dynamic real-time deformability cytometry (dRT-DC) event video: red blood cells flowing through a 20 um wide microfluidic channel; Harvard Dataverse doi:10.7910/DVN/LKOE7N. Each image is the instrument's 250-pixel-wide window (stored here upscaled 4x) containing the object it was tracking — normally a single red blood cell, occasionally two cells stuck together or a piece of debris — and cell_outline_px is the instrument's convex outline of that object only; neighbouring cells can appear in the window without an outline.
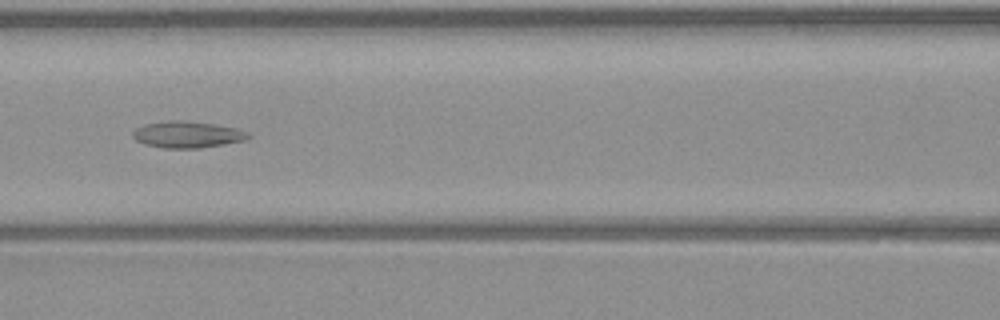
{"species": "common noctule bat (a hibernating species)", "species_latin": "Nyctalus noctula", "temperature_condition": "warm", "stored_images_in_passage": 36, "camera_frame_rate_fps": 3000, "um_per_image_px": 0.085, "animal": {"sex": "male", "body_mass_g": 23.1, "forearm_length_mm": 52.7}, "frame": {"image": 1, "passage_image": 12, "time_ms": 3.667, "image_size_px": [1000, 320], "cell_outline_px": [[252, 136], [248, 140], [200, 148], [164, 148], [144, 144], [136, 140], [132, 136], [132, 132], [136, 128], [144, 124], [168, 120], [188, 120], [216, 124], [236, 128], [248, 132]], "centroid_in_image_um": [15.94, 11.43], "position_along_channel_um": 150.7, "area_um2": 18.15}}
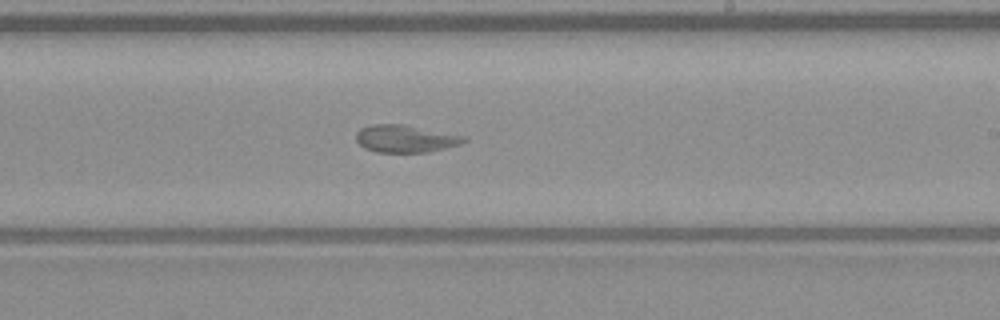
{"frame": {"image": 2, "passage_image": 20, "time_ms": 6.333, "image_size_px": [1000, 320], "cell_outline_px": [[468, 140], [460, 144], [428, 152], [376, 152], [364, 148], [356, 140], [356, 132], [360, 128], [372, 124], [404, 124], [468, 136]], "centroid_in_image_um": [34.48, 11.78], "position_along_channel_um": 254.5, "area_um2": 17.4}}
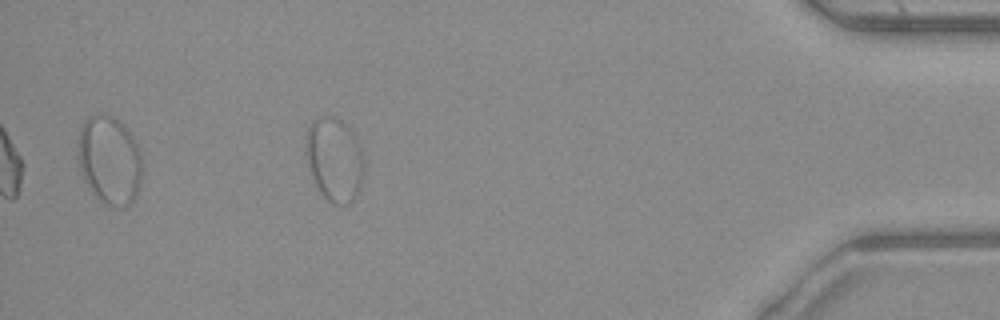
{"frame": {"image": 3, "passage_image": 36, "time_ms": 11.667, "image_size_px": [1000, 320], "cell_outline_px": [[364, 176], [360, 188], [352, 204], [332, 204], [320, 192], [316, 184], [308, 164], [308, 128], [312, 120], [320, 116], [332, 116], [340, 120], [352, 132], [360, 144], [364, 156]], "centroid_in_image_um": [28.49, 13.58], "position_along_channel_um": 406.7, "area_um2": 28.21}, "authors_computed_cell_mechanics": {"area_um2": 17.34, "velocity_mm_per_s": 3.9242, "shape_relaxation_time_tau1_ms": null, "shape_relaxation_time_tau2_ms": 3.3294, "deformation_change_tau1": null, "deformation_change_tau2": 0.0613}}